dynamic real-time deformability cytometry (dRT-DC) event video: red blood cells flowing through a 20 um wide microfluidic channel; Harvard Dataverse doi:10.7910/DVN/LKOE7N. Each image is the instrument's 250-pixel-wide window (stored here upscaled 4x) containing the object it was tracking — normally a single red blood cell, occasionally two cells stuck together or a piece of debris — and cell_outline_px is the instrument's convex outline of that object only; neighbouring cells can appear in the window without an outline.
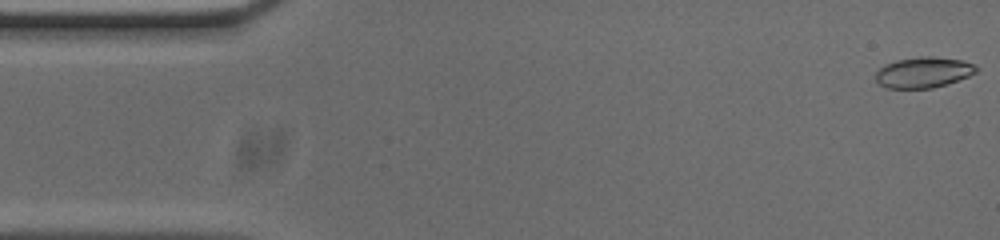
{"species": "common noctule bat (a hibernating species)", "species_latin": "Nyctalus noctula", "temperature_condition": "cold", "stored_images_in_passage": 53, "camera_frame_rate_fps": 3000, "um_per_image_px": 0.085, "animal": {"sex": "male", "body_mass_g": 20.0, "forearm_length_mm": 53.3}, "frame": {"image": 1, "passage_image": 1, "time_ms": 0.0, "image_size_px": [1000, 240], "cell_outline_px": [[980, 68], [976, 72], [968, 76], [932, 88], [888, 88], [880, 84], [876, 80], [876, 72], [884, 64], [896, 60], [920, 56], [932, 56], [960, 60], [976, 64]], "centroid_in_image_um": [78.49, 6.13], "position_along_channel_um": 6.5, "area_um2": 17.92}}
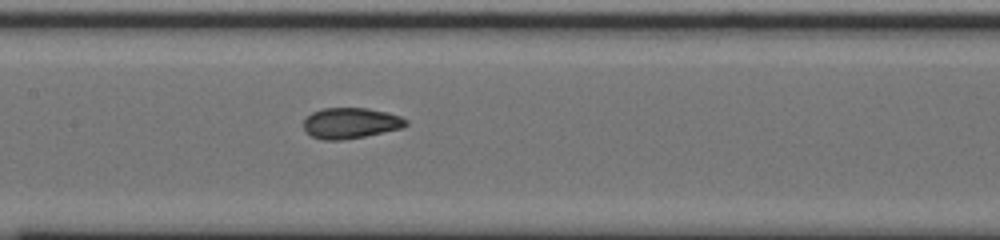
{"frame": {"image": 2, "passage_image": 24, "time_ms": 7.667, "image_size_px": [1000, 240], "cell_outline_px": [[408, 124], [400, 128], [364, 136], [340, 140], [324, 140], [312, 136], [304, 132], [304, 120], [312, 112], [324, 108], [368, 108], [388, 112], [400, 116], [408, 120]], "centroid_in_image_um": [29.79, 10.45], "position_along_channel_um": 177.6, "area_um2": 18.26}}
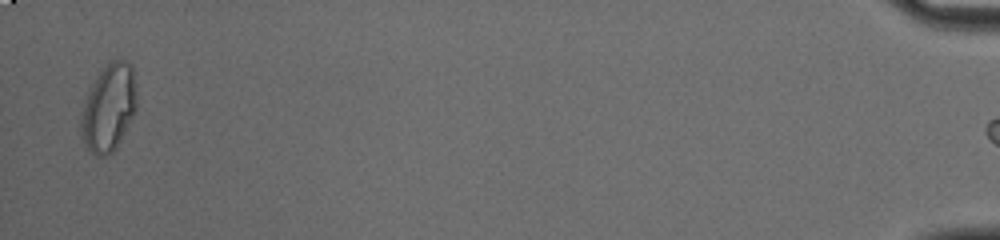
{"frame": {"image": 3, "passage_image": 52, "time_ms": 17.0, "image_size_px": [1000, 240], "cell_outline_px": [[136, 112], [116, 148], [108, 156], [96, 156], [84, 144], [80, 136], [80, 112], [88, 92], [96, 76], [108, 60], [128, 60], [132, 68], [136, 84]], "centroid_in_image_um": [9.23, 9.15], "position_along_channel_um": 426.0, "area_um2": 28.78}, "authors_computed_cell_mechanics": {"area_um2": 18.6116, "velocity_mm_per_s": 3.7551, "shape_relaxation_time_tau1_ms": 8.7192, "shape_relaxation_time_tau2_ms": 1.2789, "deformation_change_tau1": 0.1896, "deformation_change_tau2": 0.0504}}